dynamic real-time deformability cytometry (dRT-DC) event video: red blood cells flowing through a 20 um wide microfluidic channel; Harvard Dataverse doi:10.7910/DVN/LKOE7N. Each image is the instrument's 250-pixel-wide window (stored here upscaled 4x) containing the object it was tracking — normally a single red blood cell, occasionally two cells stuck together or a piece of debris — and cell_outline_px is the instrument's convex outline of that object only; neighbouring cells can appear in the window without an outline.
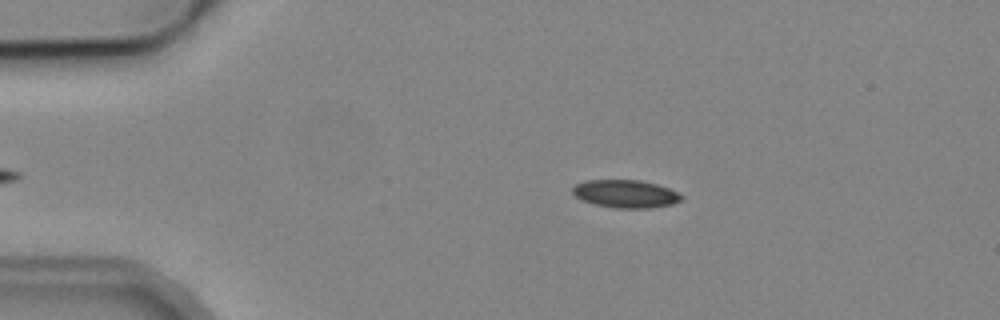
{"species": "common noctule bat (a hibernating species)", "species_latin": "Nyctalus noctula", "temperature_condition": "cold", "stored_images_in_passage": 5, "camera_frame_rate_fps": 3000, "um_per_image_px": 0.085, "animal": {"sex": "male", "body_mass_g": 19.2, "forearm_length_mm": 51.8}, "frame": {"image": 1, "passage_image": 1, "time_ms": 0.0, "image_size_px": [1000, 320], "cell_outline_px": [[684, 200], [672, 204], [648, 208], [616, 208], [596, 204], [584, 200], [576, 196], [572, 192], [572, 188], [576, 184], [584, 180], [640, 180], [656, 184], [668, 188], [684, 196]], "centroid_in_image_um": [53.2, 16.47], "position_along_channel_um": 31.8, "area_um2": 17.57}}
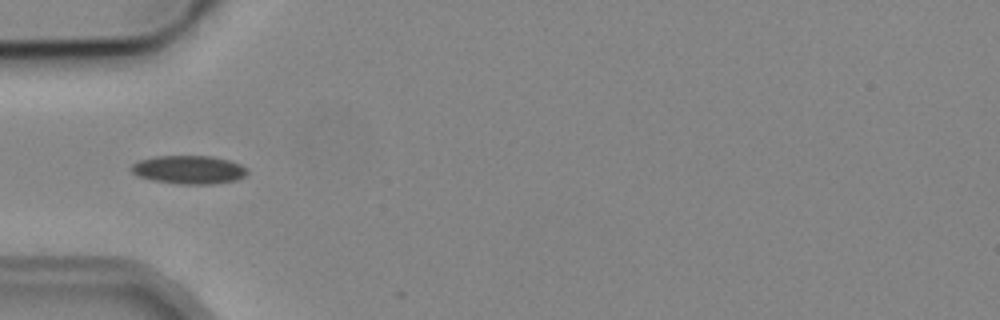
{"frame": {"image": 2, "passage_image": 3, "time_ms": 2.333, "image_size_px": [1000, 320], "cell_outline_px": [[248, 172], [244, 176], [236, 180], [212, 184], [176, 184], [152, 180], [136, 176], [128, 168], [132, 164], [140, 160], [156, 156], [212, 156], [228, 160], [240, 164], [248, 168]], "centroid_in_image_um": [16.03, 14.43], "position_along_channel_um": 69.0, "area_um2": 19.36}}
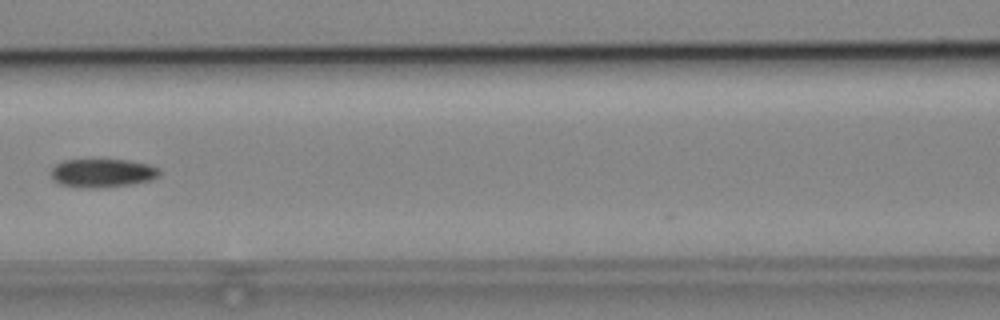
{"frame": {"image": 3, "passage_image": 5, "time_ms": 4.667, "image_size_px": [1000, 320], "cell_outline_px": [[160, 176], [152, 180], [132, 184], [96, 188], [88, 188], [60, 184], [52, 180], [52, 168], [56, 164], [64, 160], [128, 160], [148, 164], [160, 168]], "centroid_in_image_um": [8.74, 14.71], "position_along_channel_um": 157.9, "area_um2": 18.03}}